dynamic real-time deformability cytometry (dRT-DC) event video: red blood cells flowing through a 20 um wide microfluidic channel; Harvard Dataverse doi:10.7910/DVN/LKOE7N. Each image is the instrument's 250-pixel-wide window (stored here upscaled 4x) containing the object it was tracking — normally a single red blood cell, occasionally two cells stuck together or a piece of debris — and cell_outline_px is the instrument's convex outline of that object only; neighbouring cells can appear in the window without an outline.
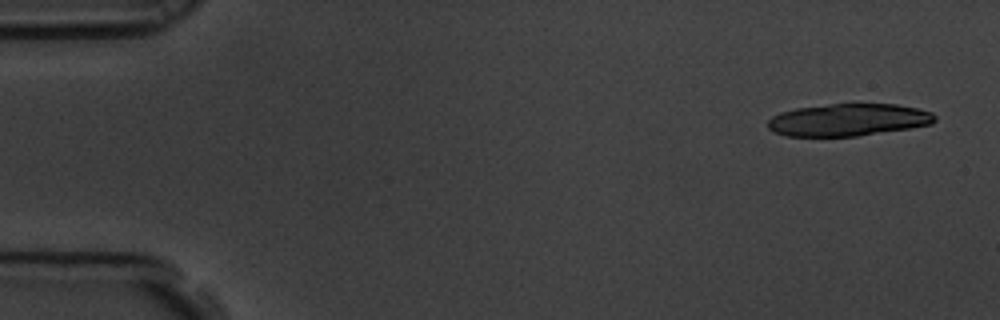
{"species": "common noctule bat (a hibernating species)", "species_latin": "Nyctalus noctula", "temperature_condition": "room temperature", "stored_images_in_passage": 6, "camera_frame_rate_fps": 3000, "um_per_image_px": 0.085, "animal": {"sex": "male", "body_mass_g": 19.5, "forearm_length_mm": 54.6}, "frame": {"image": 1, "passage_image": 1, "time_ms": 0.0, "image_size_px": [1000, 320], "cell_outline_px": [[936, 120], [932, 124], [912, 128], [856, 136], [788, 136], [776, 132], [768, 128], [768, 120], [772, 116], [780, 112], [796, 108], [832, 104], [896, 104], [916, 108], [932, 112], [936, 116]], "centroid_in_image_um": [72.13, 10.19], "position_along_channel_um": 12.9, "area_um2": 31.39}}
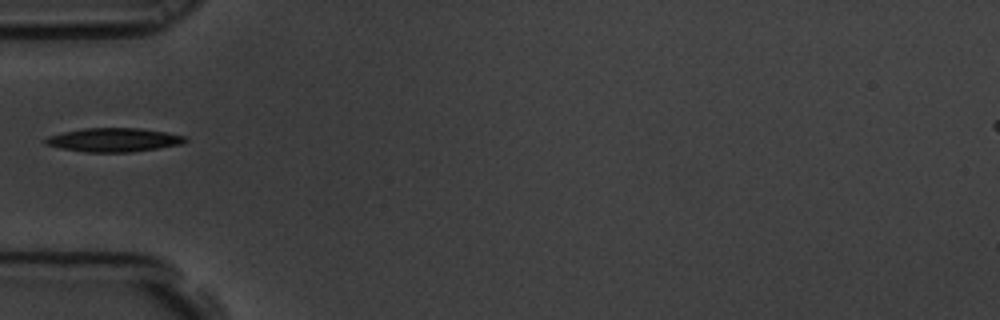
{"frame": {"image": 2, "passage_image": 6, "time_ms": 1.667, "image_size_px": [1000, 320], "cell_outline_px": [[188, 140], [180, 144], [132, 152], [84, 152], [60, 148], [44, 144], [40, 140], [48, 136], [64, 132], [84, 128], [140, 128], [164, 132], [184, 136]], "centroid_in_image_um": [9.58, 11.89], "position_along_channel_um": 75.4, "area_um2": 19.31}}